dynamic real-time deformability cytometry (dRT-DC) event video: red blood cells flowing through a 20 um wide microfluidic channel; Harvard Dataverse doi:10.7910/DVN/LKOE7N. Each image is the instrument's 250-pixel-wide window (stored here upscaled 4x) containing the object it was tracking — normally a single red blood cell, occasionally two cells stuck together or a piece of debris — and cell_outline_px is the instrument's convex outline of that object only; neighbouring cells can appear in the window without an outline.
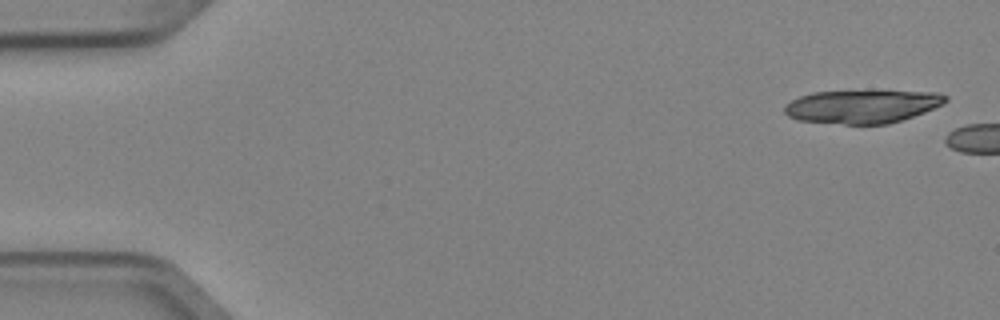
{"species": "Egyptian fruit bat (a non-hibernating species)", "species_latin": "Rousettus aegyptiacus", "temperature_condition": "cold", "stored_images_in_passage": 3, "camera_frame_rate_fps": 3000, "um_per_image_px": 0.085, "animal": {"sex": "female"}, "frame": {"image": 1, "passage_image": 1, "time_ms": 0.0, "image_size_px": [1000, 320], "cell_outline_px": [[948, 100], [944, 104], [924, 112], [888, 124], [844, 124], [796, 120], [788, 116], [784, 112], [784, 104], [800, 96], [812, 92], [940, 92], [948, 96]], "centroid_in_image_um": [73.27, 9.06], "position_along_channel_um": 11.7, "area_um2": 30.87}}